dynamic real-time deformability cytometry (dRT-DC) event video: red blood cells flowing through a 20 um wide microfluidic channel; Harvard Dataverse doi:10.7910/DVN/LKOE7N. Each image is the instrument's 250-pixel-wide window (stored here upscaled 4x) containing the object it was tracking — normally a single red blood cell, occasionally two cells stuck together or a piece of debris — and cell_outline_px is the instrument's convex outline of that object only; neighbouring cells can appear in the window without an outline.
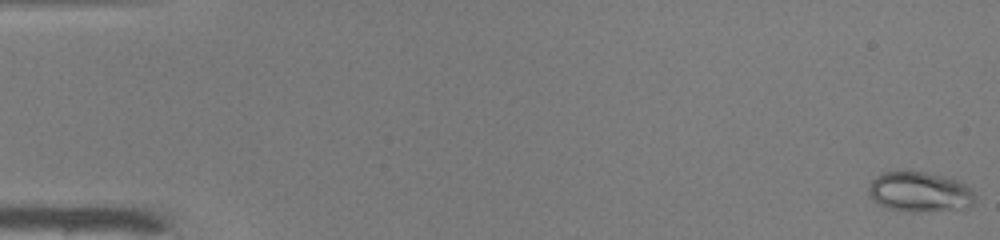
{"species": "common noctule bat (a hibernating species)", "species_latin": "Nyctalus noctula", "temperature_condition": "warm", "stored_images_in_passage": 50, "camera_frame_rate_fps": 3000, "um_per_image_px": 0.085, "animal": {"sex": "male", "body_mass_g": 19.0, "forearm_length_mm": 50.8}, "frame": {"image": 1, "passage_image": 1, "time_ms": 0.0, "image_size_px": [1000, 240], "cell_outline_px": [[976, 200], [968, 208], [912, 212], [888, 208], [876, 204], [872, 200], [868, 192], [868, 188], [872, 180], [876, 176], [884, 172], [896, 168], [924, 172], [956, 180], [972, 188], [976, 196]], "centroid_in_image_um": [78.14, 16.29], "position_along_channel_um": 6.9, "area_um2": 25.37}}
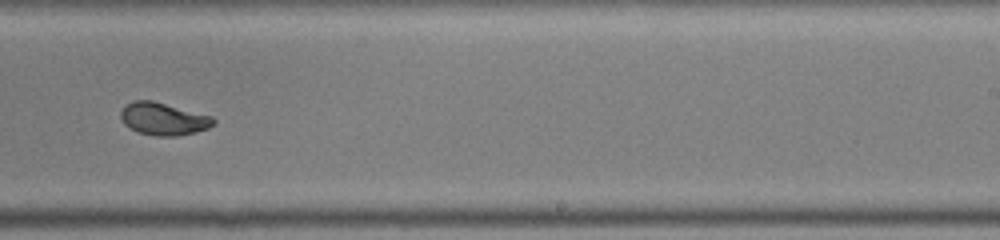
{"frame": {"image": 2, "passage_image": 32, "time_ms": 10.333, "image_size_px": [1000, 240], "cell_outline_px": [[216, 124], [208, 128], [196, 132], [176, 136], [156, 136], [140, 132], [124, 124], [120, 116], [120, 112], [124, 104], [132, 100], [152, 100], [212, 116], [216, 120]], "centroid_in_image_um": [13.89, 10.09], "position_along_channel_um": 275.1, "area_um2": 17.63}}
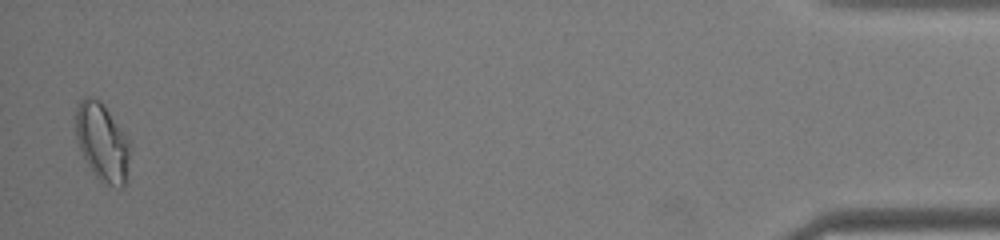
{"frame": {"image": 3, "passage_image": 49, "time_ms": 16.0, "image_size_px": [1000, 240], "cell_outline_px": [[128, 160], [124, 188], [120, 188], [108, 184], [100, 180], [92, 172], [84, 160], [80, 152], [76, 140], [76, 108], [80, 100], [84, 96], [92, 96], [100, 100], [104, 104], [128, 140]], "centroid_in_image_um": [8.64, 12.06], "position_along_channel_um": 426.6, "area_um2": 24.45}, "authors_computed_cell_mechanics": {"area_um2": 19.1607, "velocity_mm_per_s": 4.1342, "shape_relaxation_time_tau1_ms": 6.5925, "shape_relaxation_time_tau2_ms": 0.7321, "deformation_change_tau1": 0.2116, "deformation_change_tau2": 0.0512}}